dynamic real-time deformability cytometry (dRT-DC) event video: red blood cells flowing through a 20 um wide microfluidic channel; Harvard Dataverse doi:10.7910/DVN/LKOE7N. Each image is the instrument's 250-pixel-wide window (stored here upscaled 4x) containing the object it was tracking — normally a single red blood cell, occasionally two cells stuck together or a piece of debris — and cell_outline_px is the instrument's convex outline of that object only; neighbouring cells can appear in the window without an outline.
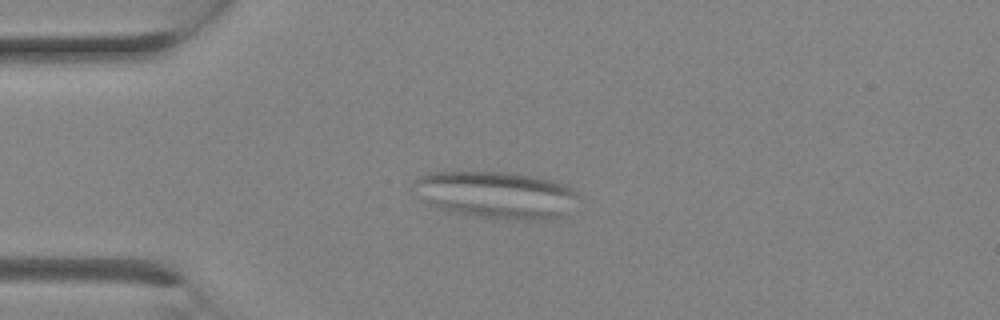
{"species": "Egyptian fruit bat (a non-hibernating species)", "species_latin": "Rousettus aegyptiacus", "temperature_condition": "room temperature", "stored_images_in_passage": 9, "camera_frame_rate_fps": 3000, "um_per_image_px": 0.085, "animal": {"sex": "female"}, "frame": {"image": 1, "passage_image": 6, "time_ms": 1.667, "image_size_px": [1000, 320], "cell_outline_px": [[580, 196], [568, 216], [556, 220], [508, 220], [448, 212], [428, 204], [412, 192], [412, 180], [428, 172], [508, 172], [532, 176], [552, 180], [568, 184]], "centroid_in_image_um": [42.21, 16.58], "position_along_channel_um": 42.8, "area_um2": 46.47}}
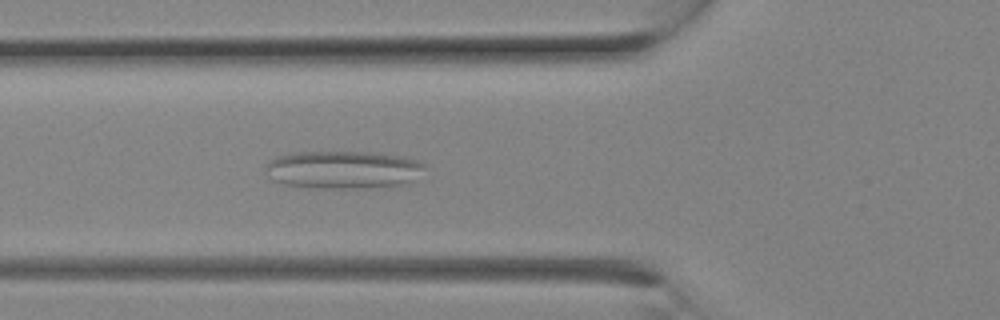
{"frame": {"image": 2, "passage_image": 9, "time_ms": 2.667, "image_size_px": [1000, 320], "cell_outline_px": [[428, 164], [412, 180], [400, 184], [368, 188], [316, 188], [284, 184], [272, 180], [268, 176], [264, 168], [272, 160], [280, 156], [300, 152], [376, 152], [408, 156], [420, 160]], "centroid_in_image_um": [29.21, 14.41], "position_along_channel_um": 96.6, "area_um2": 35.2}}